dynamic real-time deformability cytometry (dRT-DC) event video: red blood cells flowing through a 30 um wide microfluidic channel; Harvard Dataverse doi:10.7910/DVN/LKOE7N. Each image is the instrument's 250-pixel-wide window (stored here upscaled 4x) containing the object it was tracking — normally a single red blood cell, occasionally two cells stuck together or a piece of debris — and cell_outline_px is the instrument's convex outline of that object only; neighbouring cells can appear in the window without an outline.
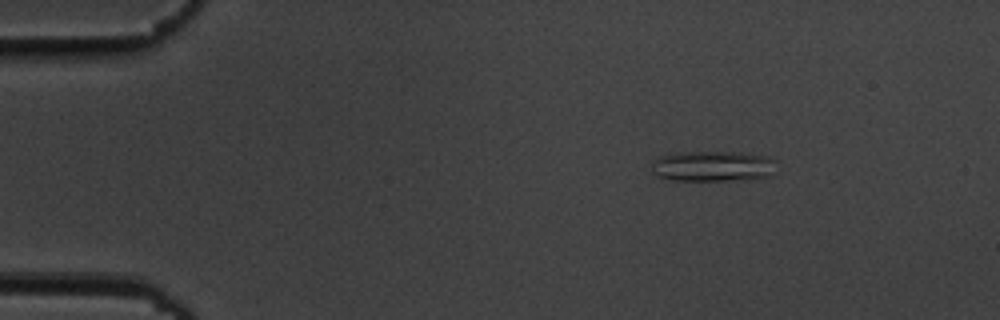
{"species": "common noctule bat (a hibernating species)", "species_latin": "Nyctalus noctula", "temperature_condition": "cold", "stored_images_in_passage": 54, "camera_frame_rate_fps": 3000, "um_per_image_px": 0.085, "animal": {"sex": "male", "body_mass_g": 19.5, "forearm_length_mm": 54.6}, "frame": {"image": 1, "passage_image": 8, "time_ms": 2.333, "image_size_px": [1000, 320], "cell_outline_px": [[772, 176], [744, 180], [672, 180], [656, 176], [652, 172], [652, 164], [660, 156], [676, 152], [740, 152], [764, 156], [772, 160]], "centroid_in_image_um": [60.53, 14.13], "position_along_channel_um": 24.5, "area_um2": 22.08}}
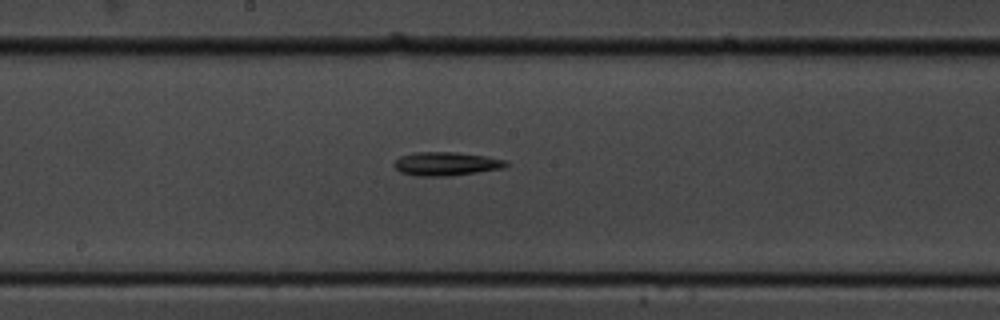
{"frame": {"image": 2, "passage_image": 29, "time_ms": 9.333, "image_size_px": [1000, 320], "cell_outline_px": [[508, 164], [504, 168], [448, 176], [416, 176], [400, 172], [392, 164], [400, 156], [416, 152], [456, 152], [484, 156], [504, 160]], "centroid_in_image_um": [37.87, 13.92], "position_along_channel_um": 210.3, "area_um2": 15.26}}
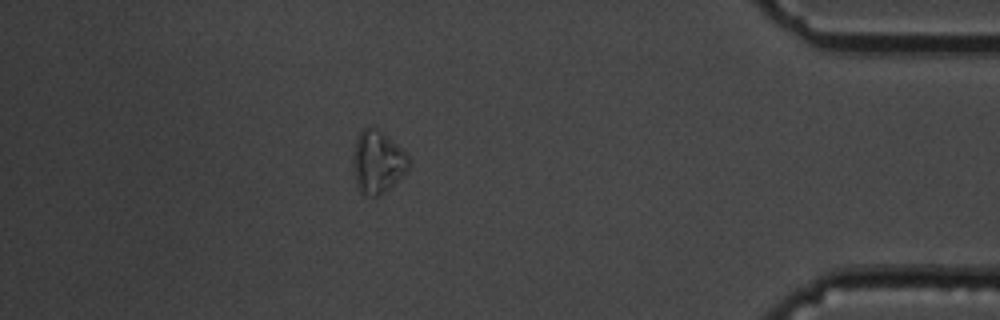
{"frame": {"image": 3, "passage_image": 48, "time_ms": 15.667, "image_size_px": [1000, 320], "cell_outline_px": [[412, 164], [380, 196], [372, 196], [360, 192], [356, 184], [352, 164], [352, 156], [356, 136], [364, 128], [376, 128], [396, 144], [408, 156]], "centroid_in_image_um": [32.05, 13.77], "position_along_channel_um": 403.1, "area_um2": 20.0}}